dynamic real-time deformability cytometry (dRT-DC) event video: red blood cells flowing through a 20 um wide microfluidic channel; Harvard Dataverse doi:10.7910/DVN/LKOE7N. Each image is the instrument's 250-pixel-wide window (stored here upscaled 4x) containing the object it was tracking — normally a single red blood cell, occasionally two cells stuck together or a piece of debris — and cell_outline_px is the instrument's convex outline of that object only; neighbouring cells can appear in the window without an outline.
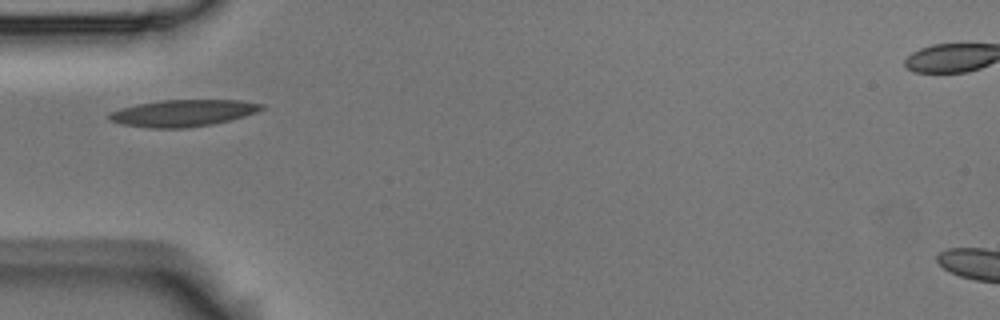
{"species": "Egyptian fruit bat (a non-hibernating species)", "species_latin": "Rousettus aegyptiacus", "temperature_condition": "room temperature", "stored_images_in_passage": 5, "camera_frame_rate_fps": 3000, "um_per_image_px": 0.085, "animal": {"sex": "male"}, "frame": {"image": 1, "passage_image": 5, "time_ms": 1.333, "image_size_px": [1000, 320], "cell_outline_px": [[264, 108], [256, 112], [244, 116], [212, 124], [184, 128], [152, 128], [124, 124], [112, 120], [108, 116], [112, 112], [120, 108], [136, 104], [160, 100], [240, 100], [264, 104]], "centroid_in_image_um": [15.58, 9.6], "position_along_channel_um": 69.4, "area_um2": 23.47}}